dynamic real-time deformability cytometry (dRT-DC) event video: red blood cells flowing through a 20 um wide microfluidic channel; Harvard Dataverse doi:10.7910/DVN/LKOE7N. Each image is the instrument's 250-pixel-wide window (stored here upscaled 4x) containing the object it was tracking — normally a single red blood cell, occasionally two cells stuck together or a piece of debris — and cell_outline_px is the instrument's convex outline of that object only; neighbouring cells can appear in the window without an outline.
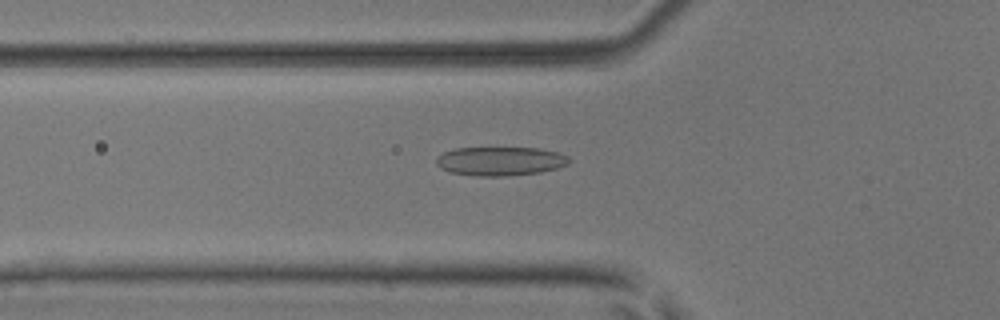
{"species": "common noctule bat (a hibernating species)", "species_latin": "Nyctalus noctula", "temperature_condition": "room temperature", "stored_images_in_passage": 37, "camera_frame_rate_fps": 3000, "um_per_image_px": 0.085, "animal": {"sex": "male", "body_mass_g": 17.9, "forearm_length_mm": 54.2}, "frame": {"image": 1, "passage_image": 7, "time_ms": 2.0, "image_size_px": [1000, 320], "cell_outline_px": [[572, 160], [568, 164], [556, 168], [540, 172], [504, 176], [476, 176], [448, 172], [440, 168], [436, 164], [436, 156], [444, 152], [456, 148], [540, 148], [560, 152], [568, 156]], "centroid_in_image_um": [42.52, 13.69], "position_along_channel_um": 83.3, "area_um2": 22.54}}
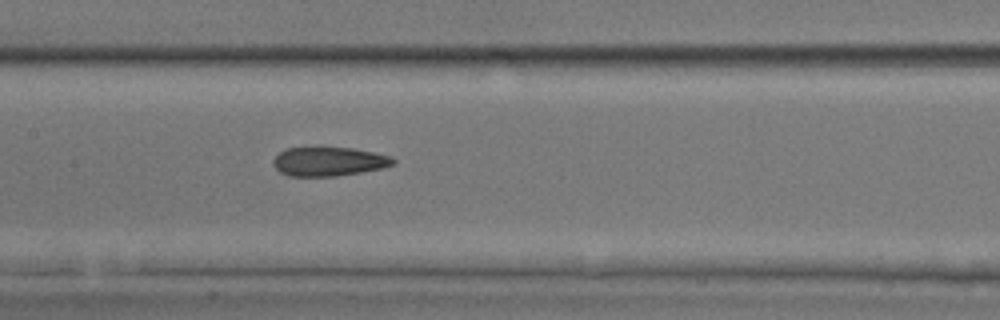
{"frame": {"image": 2, "passage_image": 14, "time_ms": 4.333, "image_size_px": [1000, 320], "cell_outline_px": [[396, 164], [384, 168], [336, 176], [288, 176], [280, 172], [272, 164], [272, 160], [280, 152], [288, 148], [316, 144], [320, 144], [352, 148], [372, 152], [388, 156], [396, 160]], "centroid_in_image_um": [27.91, 13.68], "position_along_channel_um": 179.5, "area_um2": 21.1}}
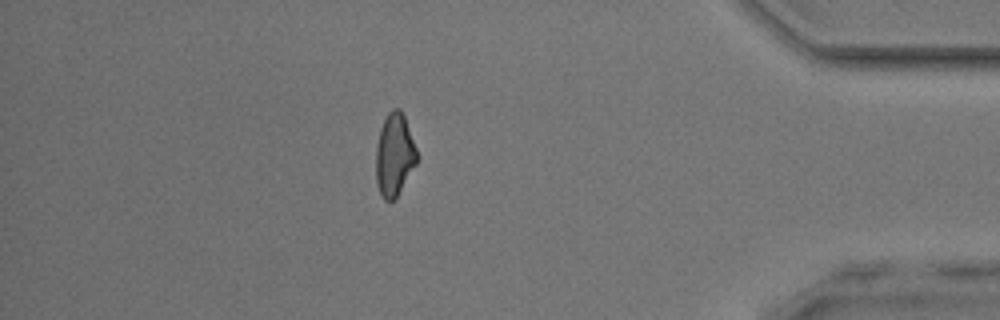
{"frame": {"image": 3, "passage_image": 33, "time_ms": 10.667, "image_size_px": [1000, 320], "cell_outline_px": [[420, 156], [416, 164], [396, 196], [392, 200], [384, 200], [376, 184], [376, 148], [380, 128], [388, 112], [392, 108], [400, 108], [404, 116]], "centroid_in_image_um": [33.53, 13.12], "position_along_channel_um": 401.7, "area_um2": 19.71}}